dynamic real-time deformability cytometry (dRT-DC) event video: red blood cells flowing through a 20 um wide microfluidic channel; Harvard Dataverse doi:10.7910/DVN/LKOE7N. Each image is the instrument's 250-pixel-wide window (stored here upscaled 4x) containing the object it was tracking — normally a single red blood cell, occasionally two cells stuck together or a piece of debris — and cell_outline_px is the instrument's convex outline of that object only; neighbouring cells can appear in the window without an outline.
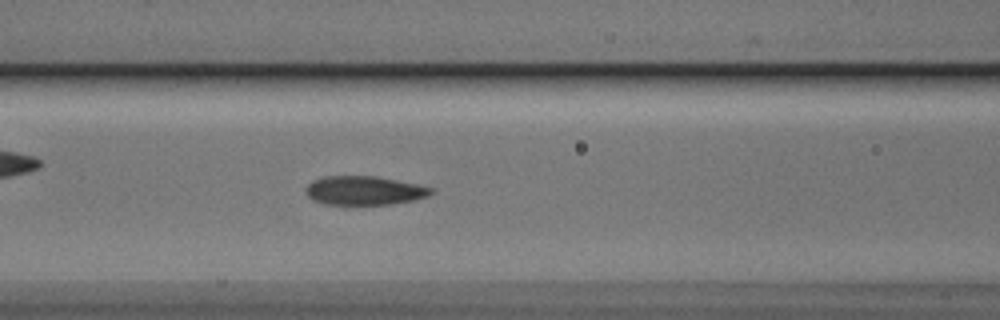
{"species": "Egyptian fruit bat (a non-hibernating species)", "species_latin": "Rousettus aegyptiacus", "temperature_condition": "cold", "stored_images_in_passage": 42, "camera_frame_rate_fps": 3000, "um_per_image_px": 0.085, "animal": {"sex": "male"}, "frame": {"image": 1, "passage_image": 11, "time_ms": 3.333, "image_size_px": [1000, 320], "cell_outline_px": [[436, 192], [428, 196], [412, 200], [392, 204], [324, 204], [312, 200], [304, 192], [304, 188], [312, 180], [324, 176], [376, 176], [416, 184], [432, 188]], "centroid_in_image_um": [30.92, 16.19], "position_along_channel_um": 135.7, "area_um2": 21.15}}
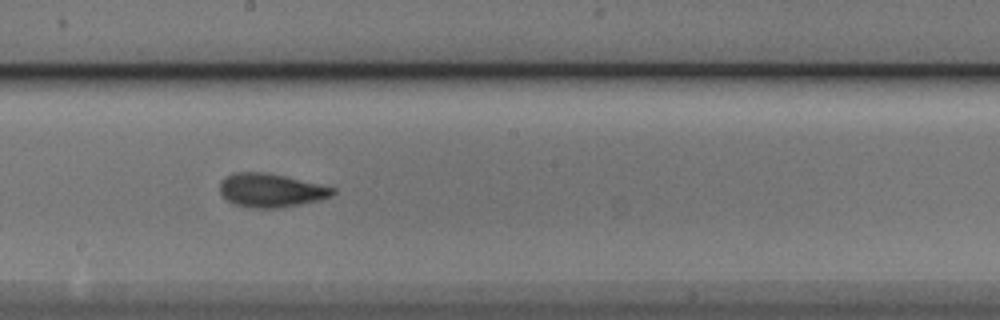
{"frame": {"image": 2, "passage_image": 18, "time_ms": 5.667, "image_size_px": [1000, 320], "cell_outline_px": [[336, 192], [332, 196], [320, 200], [280, 208], [252, 208], [232, 204], [220, 192], [220, 180], [236, 172], [260, 172], [284, 176], [336, 188]], "centroid_in_image_um": [23.03, 16.19], "position_along_channel_um": 225.2, "area_um2": 22.02}}
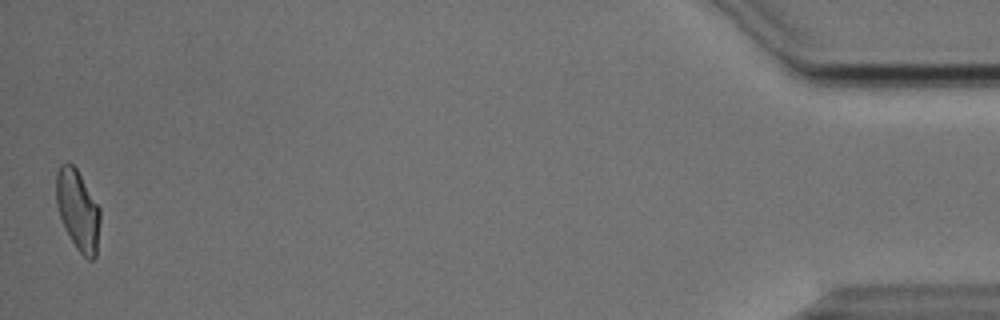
{"frame": {"image": 3, "passage_image": 41, "time_ms": 13.333, "image_size_px": [1000, 320], "cell_outline_px": [[100, 220], [96, 256], [92, 260], [88, 260], [76, 248], [64, 228], [56, 204], [56, 172], [60, 164], [72, 164], [76, 168], [100, 208]], "centroid_in_image_um": [6.61, 17.87], "position_along_channel_um": 428.6, "area_um2": 20.52}}